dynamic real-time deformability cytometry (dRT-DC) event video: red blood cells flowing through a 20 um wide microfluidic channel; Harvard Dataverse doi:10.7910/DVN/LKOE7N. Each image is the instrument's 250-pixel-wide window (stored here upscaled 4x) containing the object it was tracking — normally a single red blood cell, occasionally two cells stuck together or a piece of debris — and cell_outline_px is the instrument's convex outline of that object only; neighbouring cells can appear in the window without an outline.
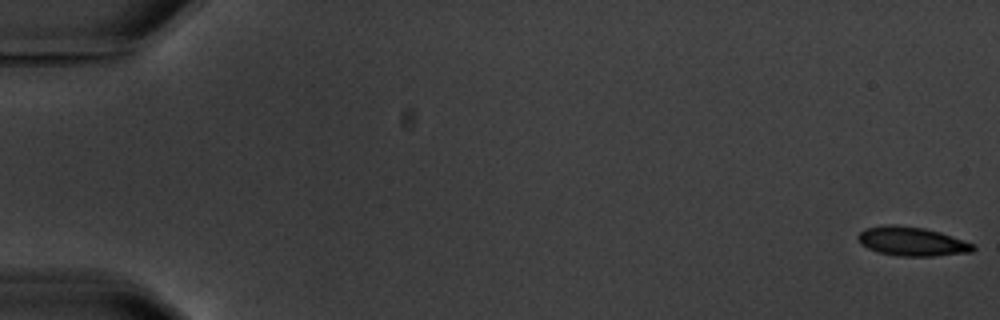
{"species": "common noctule bat (a hibernating species)", "species_latin": "Nyctalus noctula", "temperature_condition": "warm", "stored_images_in_passage": 5, "camera_frame_rate_fps": 3000, "um_per_image_px": 0.085, "animal": {"sex": "male", "body_mass_g": 20.1, "forearm_length_mm": 53.5}, "frame": {"image": 1, "passage_image": 1, "time_ms": 0.0, "image_size_px": [1000, 320], "cell_outline_px": [[976, 248], [972, 252], [932, 256], [900, 256], [876, 252], [860, 244], [856, 236], [864, 228], [884, 224], [896, 224], [924, 228], [940, 232], [976, 244]], "centroid_in_image_um": [77.49, 20.51], "position_along_channel_um": 7.5, "area_um2": 19.77}}
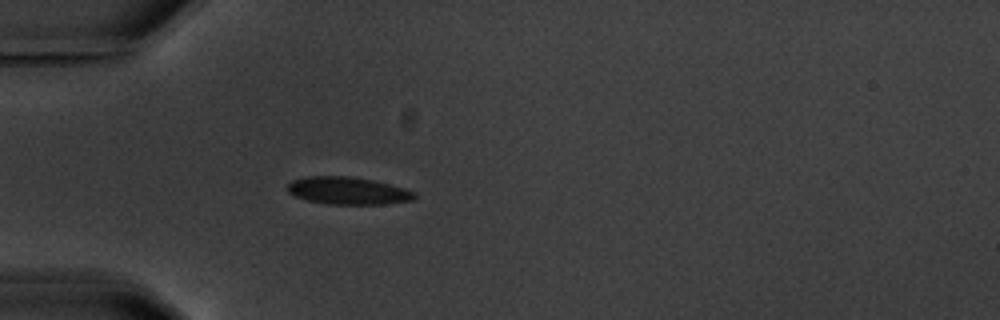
{"frame": {"image": 2, "passage_image": 5, "time_ms": 5.667, "image_size_px": [1000, 320], "cell_outline_px": [[416, 196], [412, 200], [384, 204], [328, 204], [308, 200], [296, 196], [288, 192], [288, 184], [292, 180], [304, 176], [348, 176], [372, 180], [404, 188], [416, 192]], "centroid_in_image_um": [29.56, 16.21], "position_along_channel_um": 55.4, "area_um2": 20.17}}